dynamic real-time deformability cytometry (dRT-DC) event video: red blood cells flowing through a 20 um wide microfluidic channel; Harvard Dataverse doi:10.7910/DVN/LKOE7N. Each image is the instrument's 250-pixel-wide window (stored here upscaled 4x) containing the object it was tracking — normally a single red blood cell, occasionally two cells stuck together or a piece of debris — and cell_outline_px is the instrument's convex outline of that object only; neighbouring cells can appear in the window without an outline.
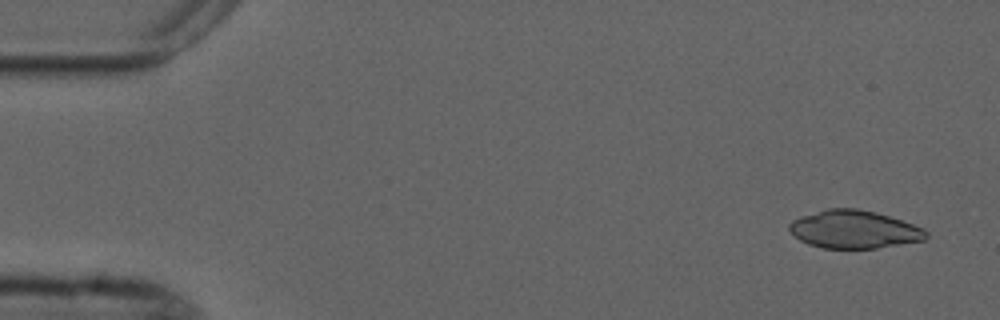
{"species": "common noctule bat (a hibernating species)", "species_latin": "Nyctalus noctula", "temperature_condition": "cold", "stored_images_in_passage": 4, "camera_frame_rate_fps": 3000, "um_per_image_px": 0.085, "animal": {"sex": "male", "forearm_length_mm": 52.5}, "frame": {"image": 1, "passage_image": 1, "time_ms": 0.0, "image_size_px": [1000, 320], "cell_outline_px": [[928, 236], [924, 240], [876, 248], [824, 248], [808, 244], [800, 240], [788, 228], [788, 224], [792, 220], [800, 216], [828, 208], [856, 208], [876, 212], [924, 228], [928, 232]], "centroid_in_image_um": [72.59, 19.49], "position_along_channel_um": 12.4, "area_um2": 30.11}}